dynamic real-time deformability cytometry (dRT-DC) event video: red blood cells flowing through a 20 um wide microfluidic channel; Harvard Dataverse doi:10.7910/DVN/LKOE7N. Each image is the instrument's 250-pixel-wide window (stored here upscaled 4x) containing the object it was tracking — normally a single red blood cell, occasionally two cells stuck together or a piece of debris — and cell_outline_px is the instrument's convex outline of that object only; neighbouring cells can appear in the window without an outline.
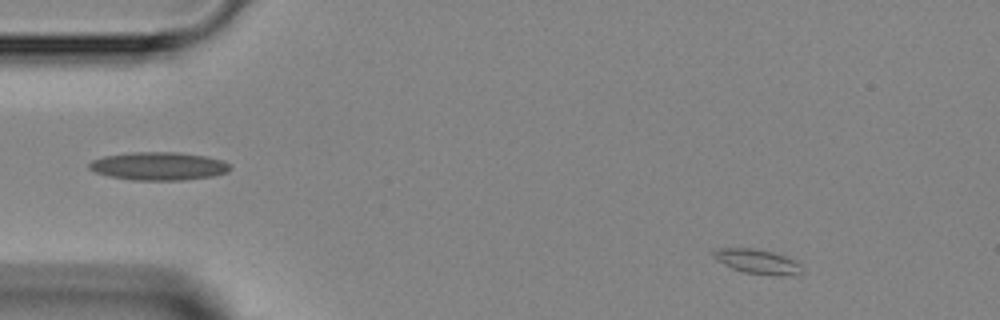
{"species": "Egyptian fruit bat (a non-hibernating species)", "species_latin": "Rousettus aegyptiacus", "temperature_condition": "room temperature", "stored_images_in_passage": 4, "segment_of_instrument_passage": [1, 2], "camera_frame_rate_fps": 3000, "um_per_image_px": 0.085, "animal": {"sex": "female"}, "frame": {"image": 1, "passage_image": 1, "time_ms": 0.0, "image_size_px": [1000, 320], "cell_outline_px": [[800, 272], [780, 276], [744, 272], [732, 268], [712, 256], [712, 252], [716, 248], [752, 248], [772, 252], [784, 256], [800, 264]], "centroid_in_image_um": [64.31, 22.21], "position_along_channel_um": 20.7, "area_um2": 12.2}}